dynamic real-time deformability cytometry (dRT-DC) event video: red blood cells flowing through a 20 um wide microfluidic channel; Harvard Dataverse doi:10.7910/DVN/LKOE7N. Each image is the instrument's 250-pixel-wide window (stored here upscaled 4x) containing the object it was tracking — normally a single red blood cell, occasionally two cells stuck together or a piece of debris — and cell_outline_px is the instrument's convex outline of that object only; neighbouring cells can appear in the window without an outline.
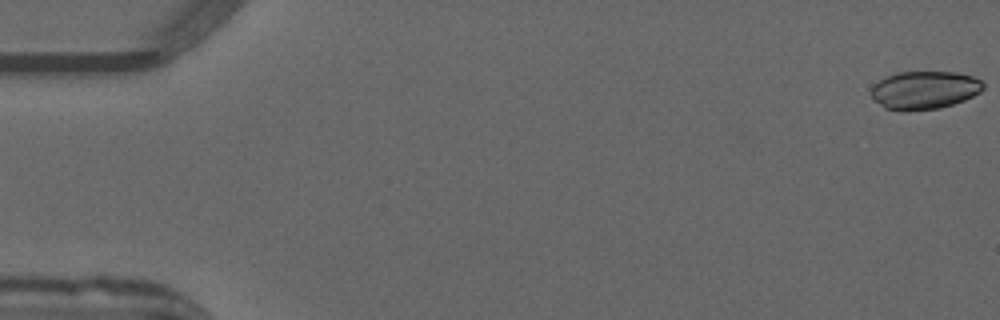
{"species": "common noctule bat (a hibernating species)", "species_latin": "Nyctalus noctula", "temperature_condition": "warm", "stored_images_in_passage": 48, "camera_frame_rate_fps": 3000, "um_per_image_px": 0.085, "animal": {"sex": "male", "forearm_length_mm": 52.5}, "frame": {"image": 1, "passage_image": 1, "time_ms": 0.0, "image_size_px": [1000, 320], "cell_outline_px": [[984, 88], [980, 92], [964, 100], [940, 108], [908, 112], [900, 112], [884, 108], [872, 100], [872, 88], [880, 80], [896, 72], [956, 72], [972, 76], [980, 80], [984, 84]], "centroid_in_image_um": [78.56, 7.68], "position_along_channel_um": 6.4, "area_um2": 25.09}}
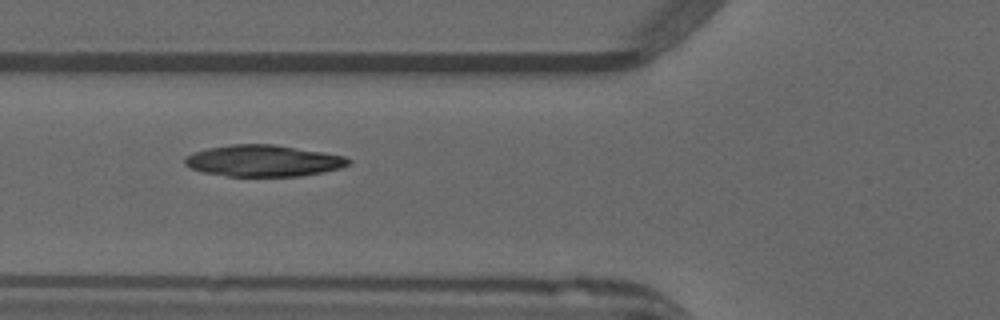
{"frame": {"image": 2, "passage_image": 20, "time_ms": 6.333, "image_size_px": [1000, 320], "cell_outline_px": [[352, 160], [348, 164], [340, 168], [324, 172], [300, 176], [228, 176], [204, 172], [192, 168], [184, 164], [184, 156], [192, 152], [208, 148], [232, 144], [272, 144], [324, 152], [344, 156]], "centroid_in_image_um": [22.37, 13.66], "position_along_channel_um": 103.4, "area_um2": 30.0}}
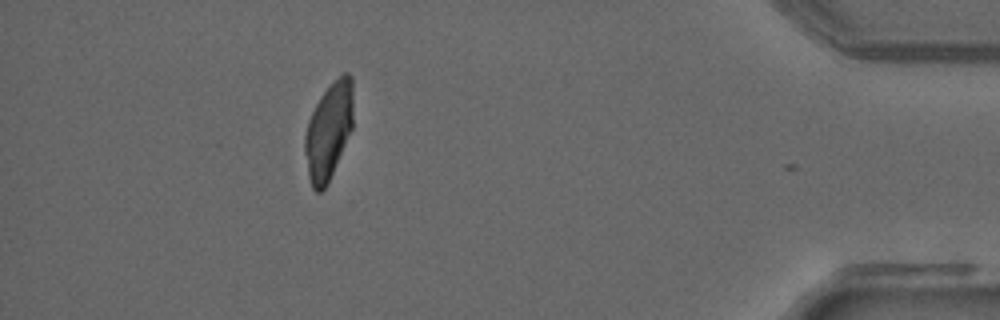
{"frame": {"image": 3, "passage_image": 47, "time_ms": 15.333, "image_size_px": [1000, 320], "cell_outline_px": [[352, 128], [328, 184], [320, 192], [316, 192], [312, 188], [308, 176], [304, 152], [304, 136], [308, 120], [320, 96], [344, 72], [348, 72], [352, 76]], "centroid_in_image_um": [27.91, 11.17], "position_along_channel_um": 407.3, "area_um2": 27.11}, "authors_computed_cell_mechanics": {"area_um2": 28.1197, "velocity_mm_per_s": 3.9738, "shape_relaxation_time_tau1_ms": null, "shape_relaxation_time_tau2_ms": 3.9802, "deformation_change_tau1": null, "deformation_change_tau2": 0.0566}}